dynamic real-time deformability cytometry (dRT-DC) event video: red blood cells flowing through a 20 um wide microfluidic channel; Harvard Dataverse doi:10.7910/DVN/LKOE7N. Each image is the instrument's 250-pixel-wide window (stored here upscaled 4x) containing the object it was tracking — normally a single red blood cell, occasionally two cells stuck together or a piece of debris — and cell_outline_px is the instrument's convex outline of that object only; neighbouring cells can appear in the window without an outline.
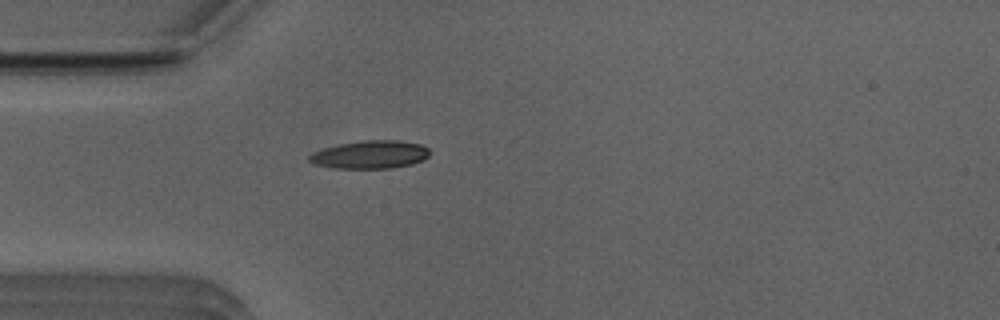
{"species": "Egyptian fruit bat (a non-hibernating species)", "species_latin": "Rousettus aegyptiacus", "temperature_condition": "room temperature", "stored_images_in_passage": 38, "camera_frame_rate_fps": 3000, "um_per_image_px": 0.085, "animal": {"sex": "male"}, "frame": {"image": 1, "passage_image": 3, "time_ms": 0.667, "image_size_px": [1000, 320], "cell_outline_px": [[428, 156], [424, 160], [412, 164], [392, 168], [336, 168], [316, 164], [308, 160], [308, 156], [312, 152], [324, 148], [340, 144], [360, 140], [400, 140], [420, 144], [428, 148]], "centroid_in_image_um": [31.47, 13.13], "position_along_channel_um": 53.5, "area_um2": 19.65}}
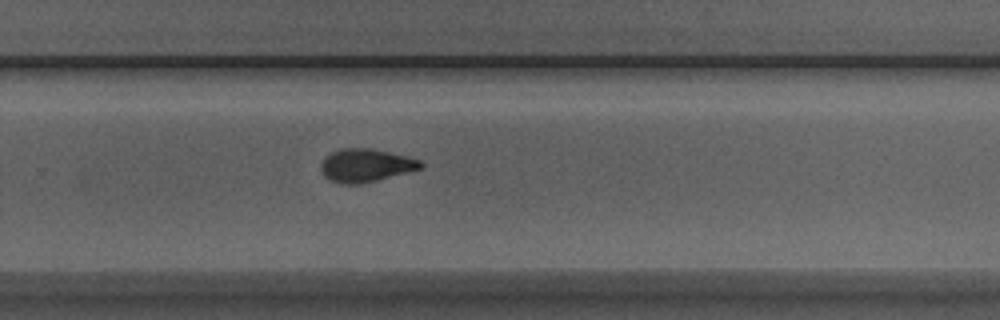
{"frame": {"image": 2, "passage_image": 22, "time_ms": 7.0, "image_size_px": [1000, 320], "cell_outline_px": [[424, 164], [420, 168], [376, 180], [356, 184], [340, 184], [328, 180], [324, 176], [320, 168], [320, 164], [324, 156], [340, 148], [372, 148], [408, 156], [420, 160]], "centroid_in_image_um": [31.03, 14.04], "position_along_channel_um": 298.8, "area_um2": 19.25}}
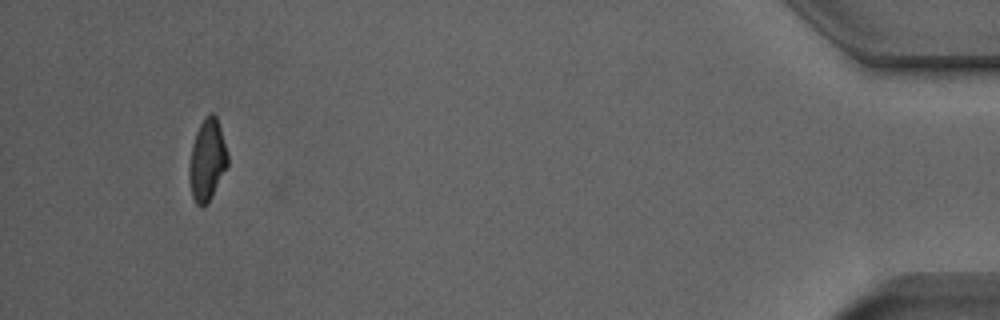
{"frame": {"image": 3, "passage_image": 37, "time_ms": 12.0, "image_size_px": [1000, 320], "cell_outline_px": [[228, 164], [212, 196], [200, 208], [196, 204], [192, 196], [188, 176], [188, 172], [192, 144], [196, 132], [204, 116], [208, 112], [212, 112], [216, 116], [228, 152]], "centroid_in_image_um": [17.6, 13.57], "position_along_channel_um": 417.6, "area_um2": 18.26}, "authors_computed_cell_mechanics": {"area_um2": 19.1607, "velocity_mm_per_s": 3.9641, "shape_relaxation_time_tau1_ms": 7.1979, "shape_relaxation_time_tau2_ms": 2.6101, "deformation_change_tau1": 0.2088, "deformation_change_tau2": 0.0945}}